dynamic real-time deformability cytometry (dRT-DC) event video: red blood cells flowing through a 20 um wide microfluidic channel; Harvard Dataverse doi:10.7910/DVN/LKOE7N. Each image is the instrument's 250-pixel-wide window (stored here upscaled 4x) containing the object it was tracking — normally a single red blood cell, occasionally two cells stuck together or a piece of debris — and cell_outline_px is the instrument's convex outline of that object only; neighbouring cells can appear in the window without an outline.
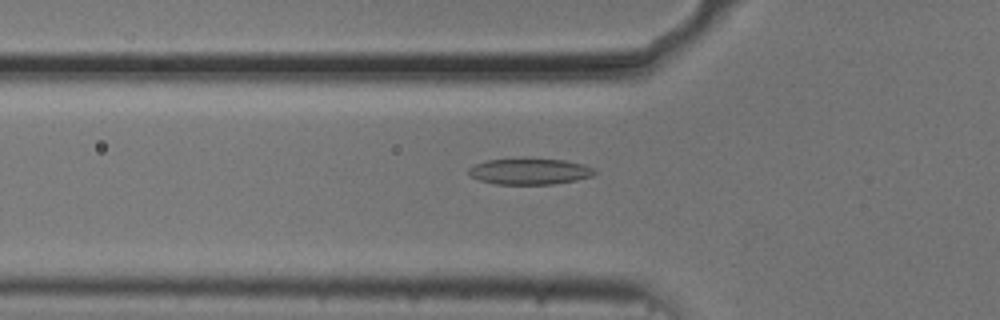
{"species": "common noctule bat (a hibernating species)", "species_latin": "Nyctalus noctula", "temperature_condition": "cold", "stored_images_in_passage": 54, "camera_frame_rate_fps": 3000, "um_per_image_px": 0.085, "animal": {"sex": "male", "body_mass_g": 20.5, "forearm_length_mm": 52.5}, "frame": {"image": 1, "passage_image": 18, "time_ms": 5.667, "image_size_px": [1000, 320], "cell_outline_px": [[596, 172], [592, 176], [576, 180], [552, 184], [496, 184], [480, 180], [472, 176], [468, 172], [468, 168], [472, 164], [488, 160], [520, 156], [564, 160], [584, 164], [596, 168]], "centroid_in_image_um": [45.02, 14.52], "position_along_channel_um": 80.8, "area_um2": 19.88}}
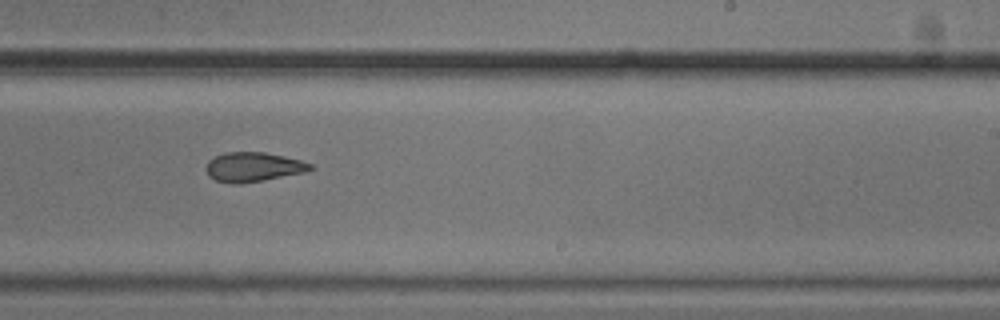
{"frame": {"image": 2, "passage_image": 33, "time_ms": 10.667, "image_size_px": [1000, 320], "cell_outline_px": [[316, 168], [304, 172], [264, 180], [240, 184], [232, 184], [216, 180], [208, 176], [208, 160], [224, 152], [264, 152], [284, 156], [300, 160], [312, 164]], "centroid_in_image_um": [21.55, 14.19], "position_along_channel_um": 267.5, "area_um2": 17.8}}
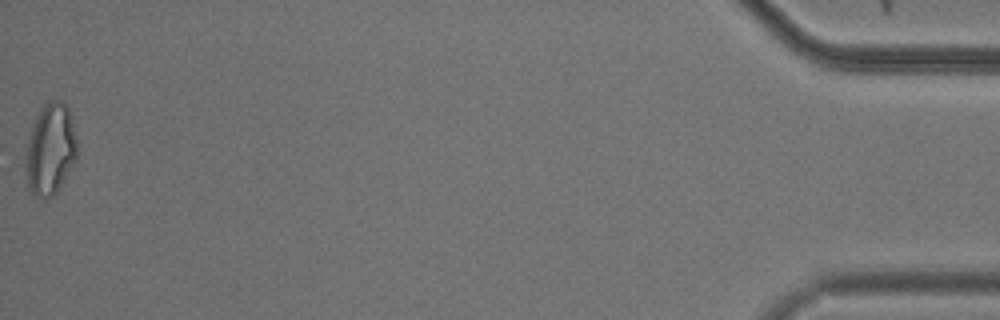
{"frame": {"image": 3, "passage_image": 54, "time_ms": 17.667, "image_size_px": [1000, 320], "cell_outline_px": [[76, 160], [64, 180], [56, 192], [48, 200], [44, 200], [36, 196], [28, 188], [28, 132], [40, 108], [48, 100], [64, 100], [68, 108], [76, 140]], "centroid_in_image_um": [4.29, 12.66], "position_along_channel_um": 430.9, "area_um2": 26.99}, "authors_computed_cell_mechanics": {"area_um2": 19.6231, "velocity_mm_per_s": 3.7193, "shape_relaxation_time_tau1_ms": 6.4666, "shape_relaxation_time_tau2_ms": 3.1376, "deformation_change_tau1": 0.1402, "deformation_change_tau2": 0.1033}}